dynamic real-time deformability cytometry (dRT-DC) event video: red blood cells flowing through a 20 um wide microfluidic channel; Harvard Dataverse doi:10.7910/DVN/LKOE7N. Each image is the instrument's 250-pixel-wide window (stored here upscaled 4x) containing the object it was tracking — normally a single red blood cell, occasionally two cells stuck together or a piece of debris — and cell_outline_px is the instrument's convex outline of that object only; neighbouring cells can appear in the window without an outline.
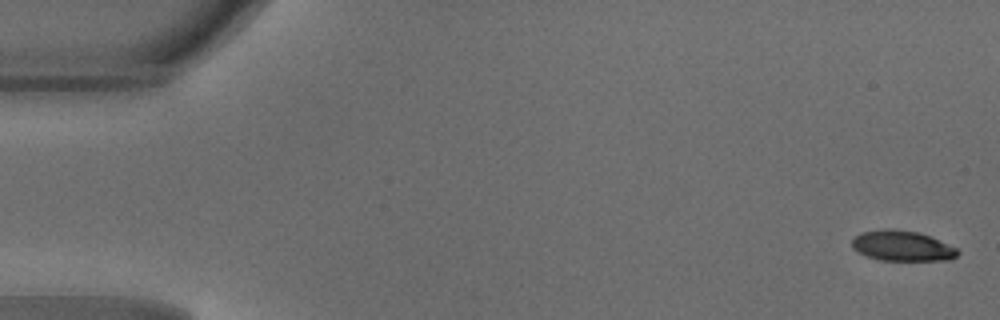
{"species": "common noctule bat (a hibernating species)", "species_latin": "Nyctalus noctula", "temperature_condition": "warm", "stored_images_in_passage": 48, "camera_frame_rate_fps": 3000, "um_per_image_px": 0.085, "animal": {"sex": "male", "body_mass_g": 18.8}, "frame": {"image": 1, "passage_image": 1, "time_ms": 0.0, "image_size_px": [1000, 320], "cell_outline_px": [[960, 252], [952, 260], [880, 260], [868, 256], [852, 248], [852, 240], [860, 232], [884, 228], [892, 228], [920, 232], [956, 248]], "centroid_in_image_um": [76.68, 20.88], "position_along_channel_um": 8.3, "area_um2": 18.67}}
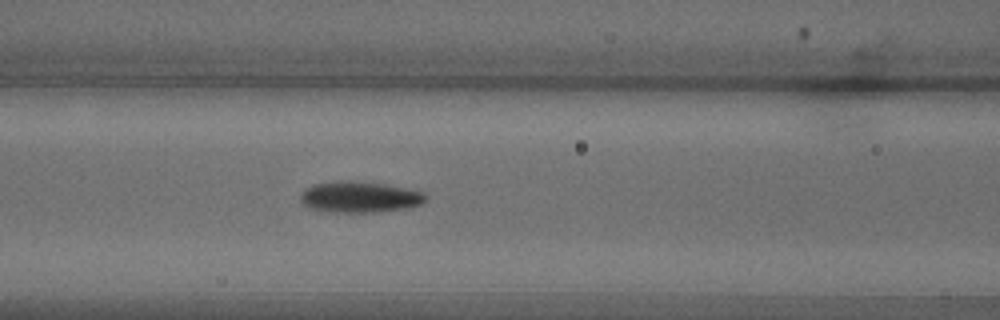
{"frame": {"image": 2, "passage_image": 20, "time_ms": 6.333, "image_size_px": [1000, 320], "cell_outline_px": [[428, 200], [420, 204], [404, 208], [380, 212], [336, 212], [308, 208], [300, 200], [300, 196], [312, 184], [340, 180], [348, 180], [384, 184], [424, 192], [428, 196]], "centroid_in_image_um": [30.59, 16.74], "position_along_channel_um": 136.0, "area_um2": 22.6}}
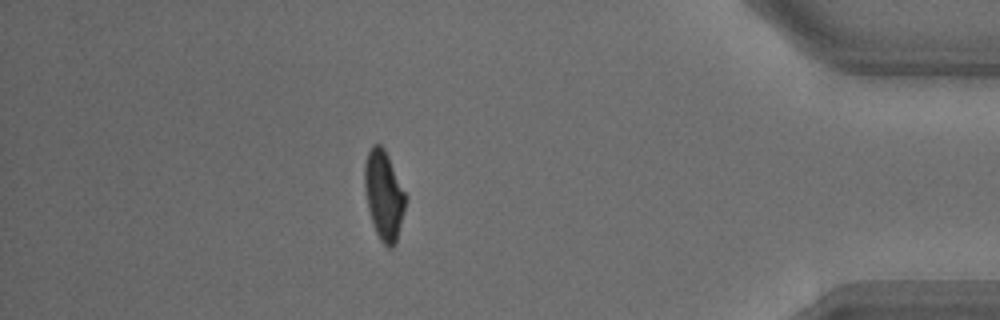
{"frame": {"image": 3, "passage_image": 42, "time_ms": 13.667, "image_size_px": [1000, 320], "cell_outline_px": [[404, 208], [396, 244], [392, 248], [388, 248], [380, 240], [376, 232], [368, 208], [364, 188], [364, 164], [368, 152], [372, 144], [380, 144], [384, 148], [388, 156], [404, 192]], "centroid_in_image_um": [32.59, 16.59], "position_along_channel_um": 402.6, "area_um2": 20.81}, "authors_computed_cell_mechanics": {"area_um2": 21.2993, "velocity_mm_per_s": 4.2078, "shape_relaxation_time_tau1_ms": 2.9112, "shape_relaxation_time_tau2_ms": 2.1882, "deformation_change_tau1": 0.1895, "deformation_change_tau2": 0.0893}}